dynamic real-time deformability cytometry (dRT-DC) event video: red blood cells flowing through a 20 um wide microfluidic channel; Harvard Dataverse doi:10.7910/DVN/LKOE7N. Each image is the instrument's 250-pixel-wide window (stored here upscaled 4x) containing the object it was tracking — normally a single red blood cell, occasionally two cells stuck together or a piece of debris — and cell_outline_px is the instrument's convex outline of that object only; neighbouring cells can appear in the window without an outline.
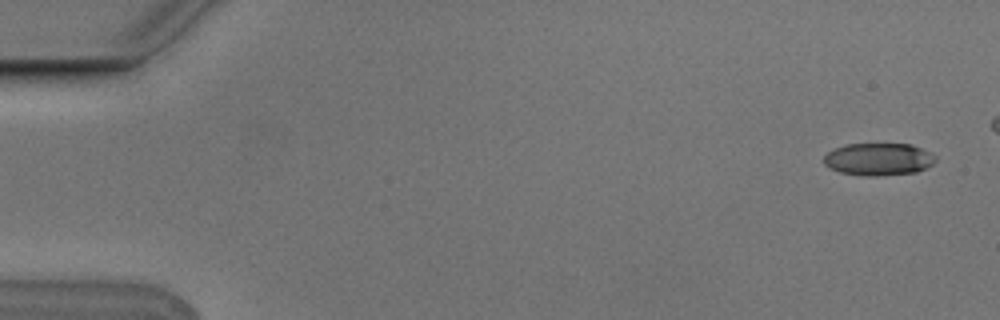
{"species": "Egyptian fruit bat (a non-hibernating species)", "species_latin": "Rousettus aegyptiacus", "temperature_condition": "cold", "stored_images_in_passage": 6, "camera_frame_rate_fps": 3000, "um_per_image_px": 0.085, "animal": {"sex": "male"}, "frame": {"image": 1, "passage_image": 1, "time_ms": 0.0, "image_size_px": [1000, 320], "cell_outline_px": [[936, 160], [932, 164], [916, 172], [876, 176], [868, 176], [840, 172], [824, 164], [824, 156], [828, 152], [836, 148], [848, 144], [912, 144], [936, 156]], "centroid_in_image_um": [74.68, 13.53], "position_along_channel_um": 10.3, "area_um2": 20.81}}